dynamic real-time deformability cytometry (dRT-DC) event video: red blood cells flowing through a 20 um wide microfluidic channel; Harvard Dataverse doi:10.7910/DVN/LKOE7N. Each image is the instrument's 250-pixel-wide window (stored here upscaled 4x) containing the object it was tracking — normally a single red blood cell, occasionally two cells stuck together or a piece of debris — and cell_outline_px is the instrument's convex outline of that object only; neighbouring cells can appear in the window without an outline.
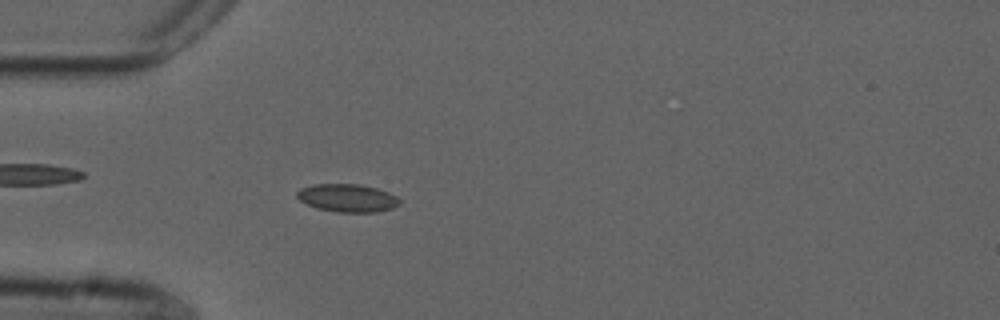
{"species": "common noctule bat (a hibernating species)", "species_latin": "Nyctalus noctula", "temperature_condition": "cold", "stored_images_in_passage": 55, "camera_frame_rate_fps": 3000, "um_per_image_px": 0.085, "animal": {"sex": "male", "forearm_length_mm": 52.5}, "frame": {"image": 1, "passage_image": 16, "time_ms": 5.0, "image_size_px": [1000, 320], "cell_outline_px": [[400, 204], [392, 208], [376, 212], [336, 212], [316, 208], [300, 200], [296, 196], [296, 192], [300, 188], [312, 184], [360, 184], [376, 188], [388, 192], [396, 196], [400, 200]], "centroid_in_image_um": [29.52, 16.82], "position_along_channel_um": 55.5, "area_um2": 16.76}}
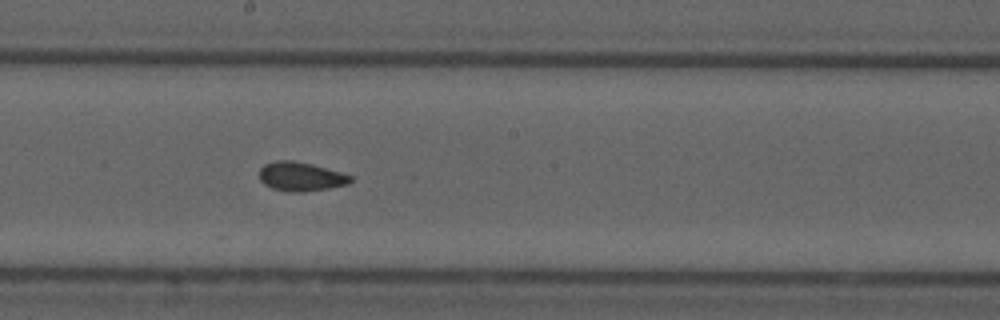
{"frame": {"image": 2, "passage_image": 30, "time_ms": 9.667, "image_size_px": [1000, 320], "cell_outline_px": [[352, 180], [348, 184], [328, 188], [304, 192], [288, 192], [272, 188], [264, 184], [260, 180], [260, 168], [264, 164], [276, 160], [292, 160], [312, 164], [340, 172], [352, 176]], "centroid_in_image_um": [25.55, 15.01], "position_along_channel_um": 222.7, "area_um2": 15.43}}
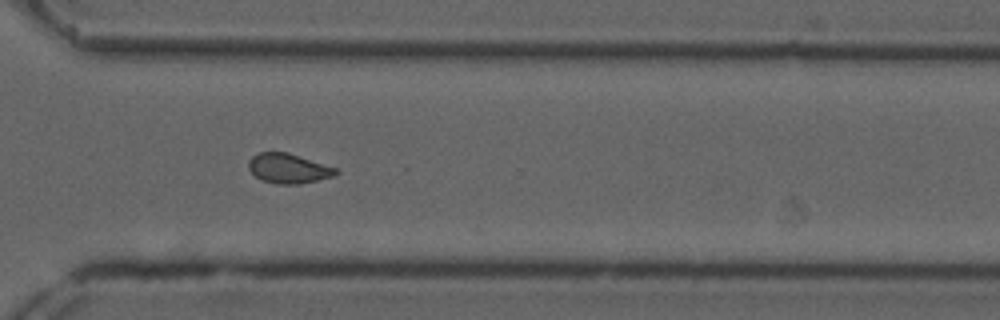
{"frame": {"image": 3, "passage_image": 40, "time_ms": 13.0, "image_size_px": [1000, 320], "cell_outline_px": [[340, 172], [336, 176], [300, 184], [276, 184], [264, 180], [256, 176], [248, 168], [248, 160], [252, 156], [260, 152], [288, 152], [336, 168]], "centroid_in_image_um": [24.54, 14.32], "position_along_channel_um": 346.1, "area_um2": 15.14}, "authors_computed_cell_mechanics": {"area_um2": 15.5482, "velocity_mm_per_s": 3.7141, "shape_relaxation_time_tau1_ms": null, "shape_relaxation_time_tau2_ms": 1.27, "deformation_change_tau1": null, "deformation_change_tau2": 0.069}}